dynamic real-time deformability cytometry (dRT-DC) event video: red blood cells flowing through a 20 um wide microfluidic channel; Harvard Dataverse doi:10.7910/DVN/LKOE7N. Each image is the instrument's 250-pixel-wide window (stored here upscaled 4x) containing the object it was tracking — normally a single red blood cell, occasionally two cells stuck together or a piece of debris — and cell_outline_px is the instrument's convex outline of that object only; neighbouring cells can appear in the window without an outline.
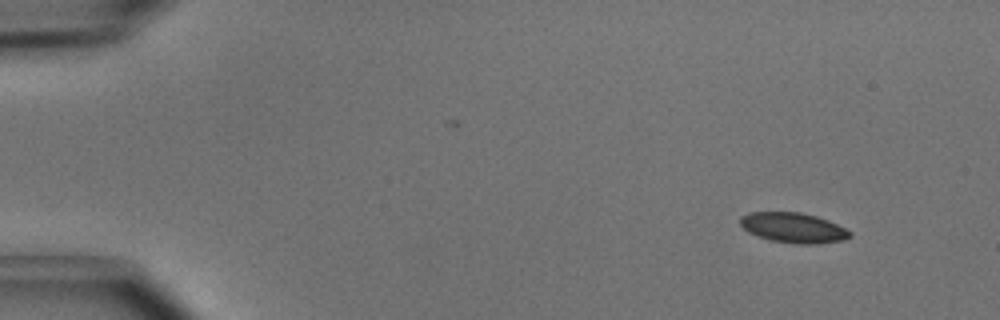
{"species": "common noctule bat (a hibernating species)", "species_latin": "Nyctalus noctula", "temperature_condition": "cold", "stored_images_in_passage": 4, "camera_frame_rate_fps": 3000, "um_per_image_px": 0.085, "animal": {"sex": "male", "body_mass_g": 15.6}, "frame": {"image": 1, "passage_image": 1, "time_ms": 0.0, "image_size_px": [1000, 320], "cell_outline_px": [[852, 236], [844, 240], [816, 244], [796, 244], [772, 240], [748, 232], [740, 224], [740, 216], [748, 212], [800, 212], [816, 216], [828, 220], [852, 232]], "centroid_in_image_um": [67.44, 19.35], "position_along_channel_um": 17.6, "area_um2": 19.19}}
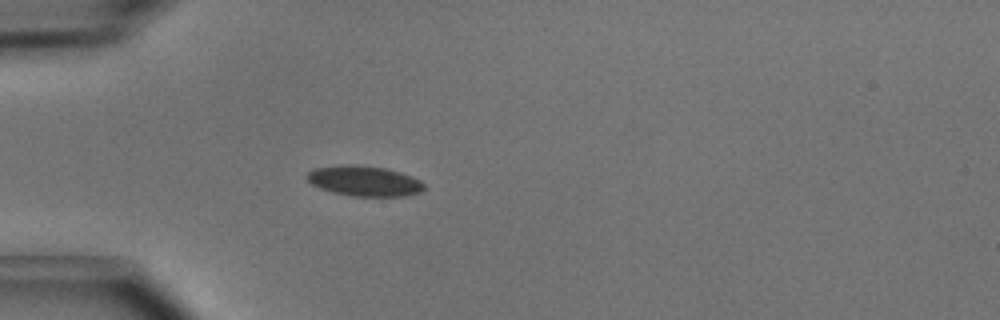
{"frame": {"image": 2, "passage_image": 4, "time_ms": 1.0, "image_size_px": [1000, 320], "cell_outline_px": [[424, 188], [420, 192], [404, 196], [352, 196], [332, 192], [320, 188], [312, 184], [304, 176], [312, 168], [348, 164], [356, 164], [384, 168], [400, 172], [420, 180], [424, 184]], "centroid_in_image_um": [30.93, 15.38], "position_along_channel_um": 54.1, "area_um2": 20.69}}